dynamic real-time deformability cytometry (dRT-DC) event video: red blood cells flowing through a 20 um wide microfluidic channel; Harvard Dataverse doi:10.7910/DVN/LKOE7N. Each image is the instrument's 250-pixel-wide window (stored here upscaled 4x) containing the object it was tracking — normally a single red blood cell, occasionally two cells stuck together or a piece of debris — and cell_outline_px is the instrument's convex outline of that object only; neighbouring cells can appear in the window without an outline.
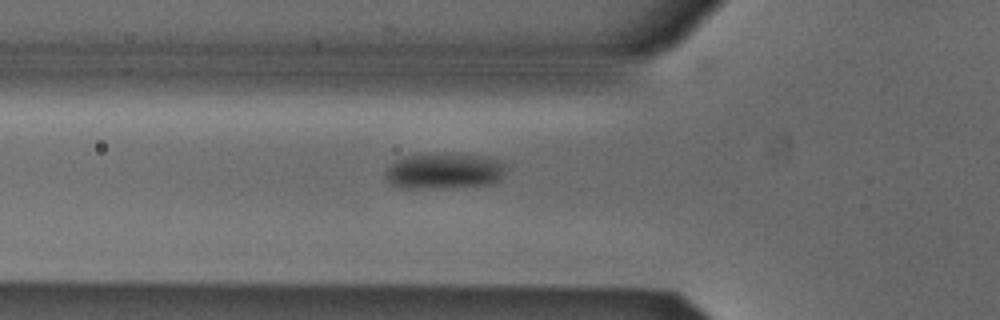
{"species": "Egyptian fruit bat (a non-hibernating species)", "species_latin": "Rousettus aegyptiacus", "temperature_condition": "cold", "stored_images_in_passage": 38, "camera_frame_rate_fps": 3000, "um_per_image_px": 0.085, "animal": {"sex": "male"}, "frame": {"image": 1, "passage_image": 7, "time_ms": 2.0, "image_size_px": [1000, 320], "cell_outline_px": [[504, 164], [500, 180], [492, 184], [432, 188], [400, 188], [392, 184], [384, 176], [384, 172], [396, 160], [408, 156], [484, 156], [496, 160]], "centroid_in_image_um": [37.7, 14.59], "position_along_channel_um": 88.1, "area_um2": 23.93}}
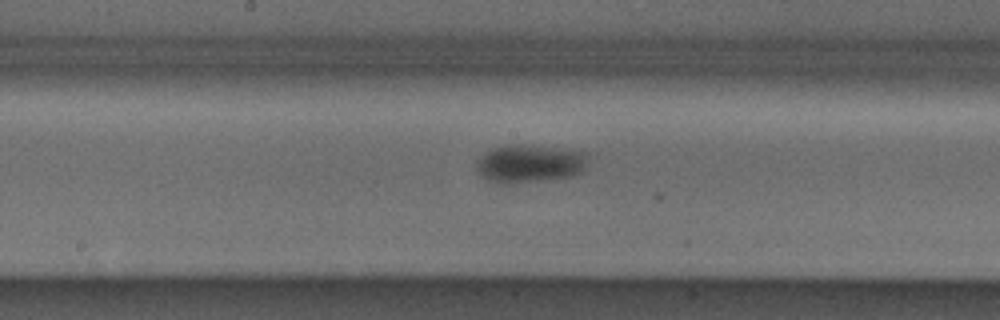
{"frame": {"image": 2, "passage_image": 16, "time_ms": 5.0, "image_size_px": [1000, 320], "cell_outline_px": [[588, 156], [584, 168], [580, 172], [572, 176], [508, 184], [496, 184], [488, 180], [476, 172], [476, 164], [480, 156], [496, 148], [512, 144], [520, 144], [572, 148], [584, 152]], "centroid_in_image_um": [45.02, 13.9], "position_along_channel_um": 203.2, "area_um2": 24.91}}
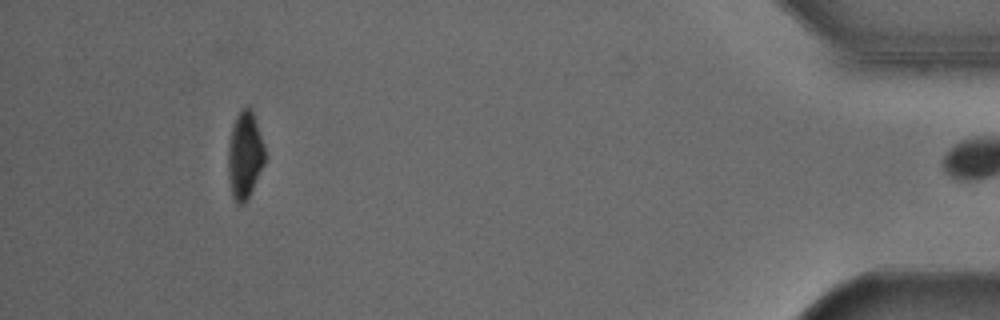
{"frame": {"image": 3, "passage_image": 38, "time_ms": 12.333, "image_size_px": [1000, 320], "cell_outline_px": [[264, 164], [244, 204], [236, 204], [232, 196], [228, 176], [228, 144], [232, 128], [236, 116], [248, 104], [252, 108], [264, 144]], "centroid_in_image_um": [20.8, 13.17], "position_along_channel_um": 414.4, "area_um2": 18.55}, "authors_computed_cell_mechanics": {"area_um2": 23.5246, "velocity_mm_per_s": 3.8236, "shape_relaxation_time_tau1_ms": 4.7885, "shape_relaxation_time_tau2_ms": null, "deformation_change_tau1": 0.091, "deformation_change_tau2": null}}